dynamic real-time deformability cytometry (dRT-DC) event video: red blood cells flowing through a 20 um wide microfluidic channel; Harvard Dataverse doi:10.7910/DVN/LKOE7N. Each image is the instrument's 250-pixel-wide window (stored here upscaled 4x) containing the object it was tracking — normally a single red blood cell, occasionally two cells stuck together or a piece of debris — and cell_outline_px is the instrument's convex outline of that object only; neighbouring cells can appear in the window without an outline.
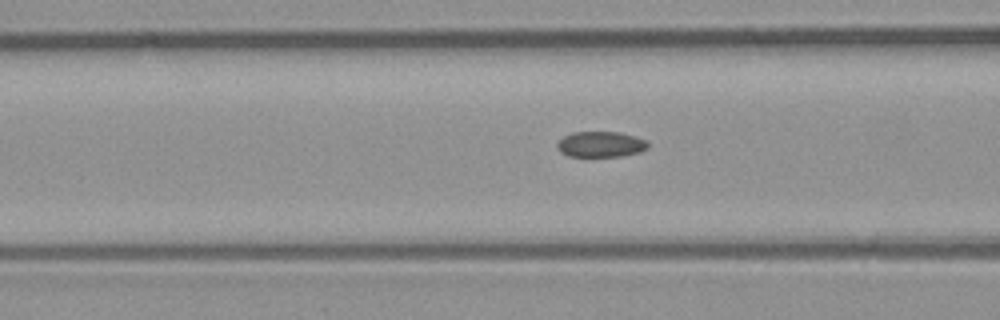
{"species": "common noctule bat (a hibernating species)", "species_latin": "Nyctalus noctula", "temperature_condition": "room temperature", "stored_images_in_passage": 12, "camera_frame_rate_fps": 3000, "um_per_image_px": 0.085, "animal": {"sex": "male", "body_mass_g": 23.1, "forearm_length_mm": 52.7}, "frame": {"image": 1, "passage_image": 10, "time_ms": 3.0, "image_size_px": [1000, 320], "cell_outline_px": [[648, 148], [640, 152], [620, 156], [568, 156], [560, 152], [556, 148], [556, 144], [564, 136], [572, 132], [620, 132], [636, 136], [644, 140], [648, 144]], "centroid_in_image_um": [51.04, 12.26], "position_along_channel_um": 115.6, "area_um2": 13.58}}